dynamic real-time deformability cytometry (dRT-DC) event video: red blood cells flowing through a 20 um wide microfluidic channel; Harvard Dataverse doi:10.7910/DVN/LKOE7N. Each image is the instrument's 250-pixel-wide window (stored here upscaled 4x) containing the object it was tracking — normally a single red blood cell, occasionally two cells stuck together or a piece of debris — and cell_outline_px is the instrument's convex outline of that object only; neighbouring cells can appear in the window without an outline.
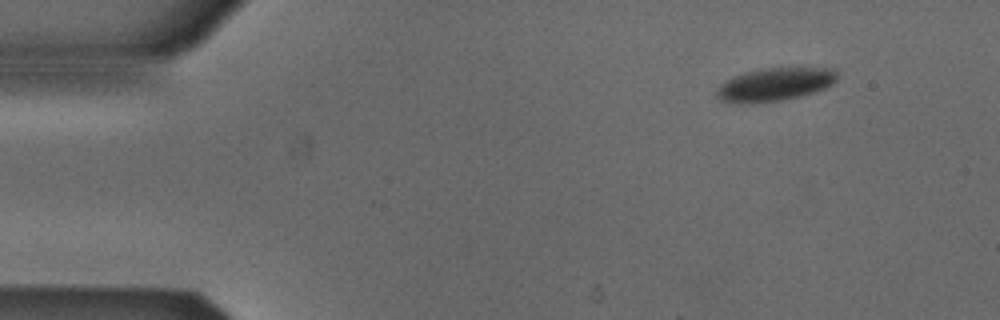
{"species": "Egyptian fruit bat (a non-hibernating species)", "species_latin": "Rousettus aegyptiacus", "temperature_condition": "cold", "stored_images_in_passage": 7, "camera_frame_rate_fps": 3000, "um_per_image_px": 0.085, "animal": {"sex": "male"}, "frame": {"image": 1, "passage_image": 1, "time_ms": 0.0, "image_size_px": [1000, 320], "cell_outline_px": [[836, 80], [832, 84], [824, 88], [800, 96], [780, 100], [748, 104], [736, 104], [720, 100], [716, 96], [716, 92], [720, 84], [732, 76], [744, 72], [764, 68], [836, 68]], "centroid_in_image_um": [65.8, 7.18], "position_along_channel_um": 19.2, "area_um2": 23.29}}
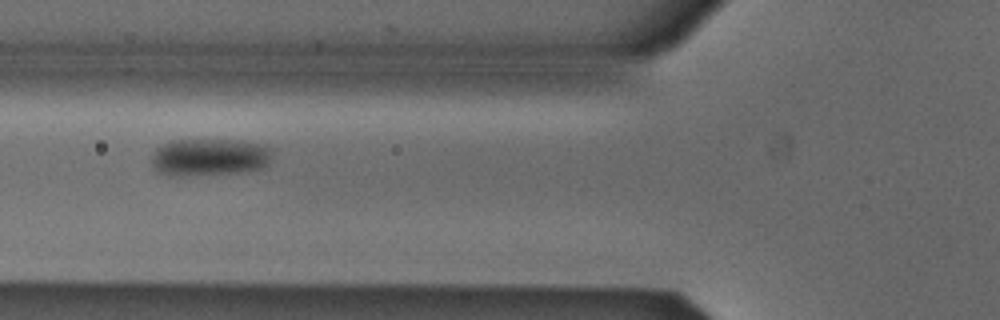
{"frame": {"image": 2, "passage_image": 5, "time_ms": 1.333, "image_size_px": [1000, 320], "cell_outline_px": [[272, 160], [264, 168], [248, 172], [184, 176], [172, 176], [156, 172], [152, 164], [152, 152], [156, 148], [172, 140], [240, 140], [264, 144], [272, 148]], "centroid_in_image_um": [17.85, 13.37], "position_along_channel_um": 107.9, "area_um2": 26.99}}
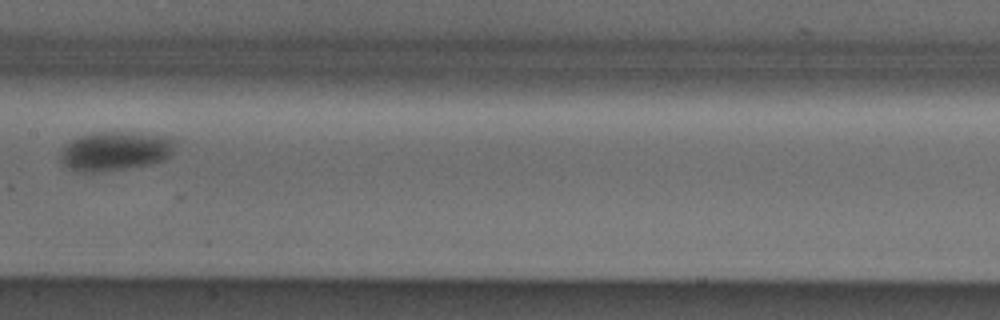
{"frame": {"image": 3, "passage_image": 7, "time_ms": 2.0, "image_size_px": [1000, 320], "cell_outline_px": [[176, 140], [172, 152], [164, 160], [152, 164], [96, 172], [76, 172], [68, 168], [60, 160], [60, 152], [64, 144], [80, 136], [96, 132], [128, 132], [164, 136]], "centroid_in_image_um": [9.75, 12.84], "position_along_channel_um": 197.6, "area_um2": 26.13}}